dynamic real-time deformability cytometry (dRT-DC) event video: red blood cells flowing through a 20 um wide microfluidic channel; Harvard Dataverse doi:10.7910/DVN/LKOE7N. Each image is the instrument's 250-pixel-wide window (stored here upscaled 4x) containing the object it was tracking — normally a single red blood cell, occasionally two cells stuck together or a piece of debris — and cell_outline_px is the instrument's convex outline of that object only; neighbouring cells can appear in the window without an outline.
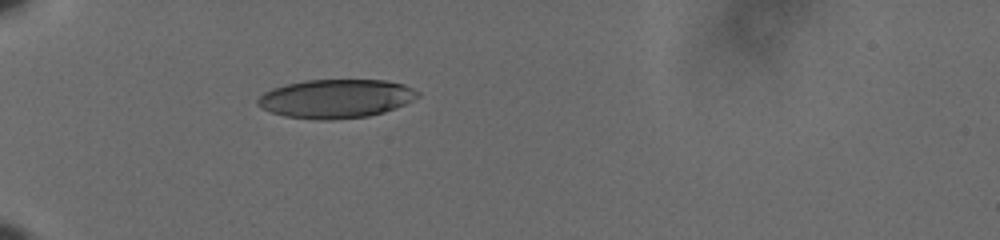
{"species": "human", "species_latin": "Homo sapiens", "temperature_condition": "cold", "stored_images_in_passage": 35, "camera_frame_rate_fps": 3000, "um_per_image_px": 0.085, "donor": {"sex": "male"}, "frame": {"image": 1, "passage_image": 1, "time_ms": 0.0, "image_size_px": [1000, 240], "cell_outline_px": [[420, 96], [396, 108], [384, 112], [368, 116], [332, 120], [320, 120], [284, 116], [272, 112], [256, 104], [256, 100], [264, 92], [272, 88], [304, 80], [388, 80], [404, 84], [420, 92]], "centroid_in_image_um": [28.57, 8.38], "position_along_channel_um": 56.4, "area_um2": 36.18}}
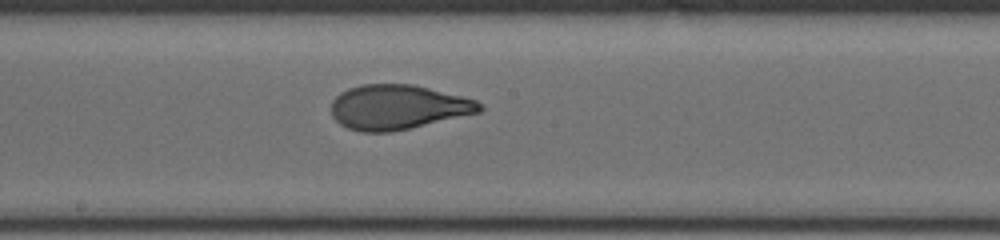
{"frame": {"image": 2, "passage_image": 16, "time_ms": 5.0, "image_size_px": [1000, 240], "cell_outline_px": [[484, 108], [480, 112], [408, 128], [388, 132], [360, 132], [348, 128], [340, 124], [332, 116], [332, 100], [340, 92], [348, 88], [364, 84], [412, 84], [476, 100]], "centroid_in_image_um": [33.77, 9.1], "position_along_channel_um": 214.4, "area_um2": 38.21}}
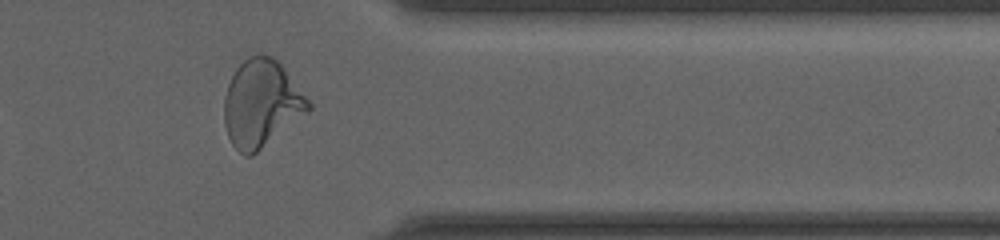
{"frame": {"image": 3, "passage_image": 31, "time_ms": 10.0, "image_size_px": [1000, 240], "cell_outline_px": [[312, 108], [308, 112], [252, 156], [244, 156], [232, 144], [228, 136], [224, 124], [224, 96], [228, 84], [236, 68], [248, 56], [260, 52], [272, 56], [284, 68], [312, 104]], "centroid_in_image_um": [22.2, 8.79], "position_along_channel_um": 389.2, "area_um2": 42.71}, "authors_computed_cell_mechanics": {"area_um2": 38.3214, "velocity_mm_per_s": 3.6017, "shape_relaxation_time_tau1_ms": 4.6019, "shape_relaxation_time_tau2_ms": 0.7774, "deformation_change_tau1": 0.1708, "deformation_change_tau2": 0.0726}}